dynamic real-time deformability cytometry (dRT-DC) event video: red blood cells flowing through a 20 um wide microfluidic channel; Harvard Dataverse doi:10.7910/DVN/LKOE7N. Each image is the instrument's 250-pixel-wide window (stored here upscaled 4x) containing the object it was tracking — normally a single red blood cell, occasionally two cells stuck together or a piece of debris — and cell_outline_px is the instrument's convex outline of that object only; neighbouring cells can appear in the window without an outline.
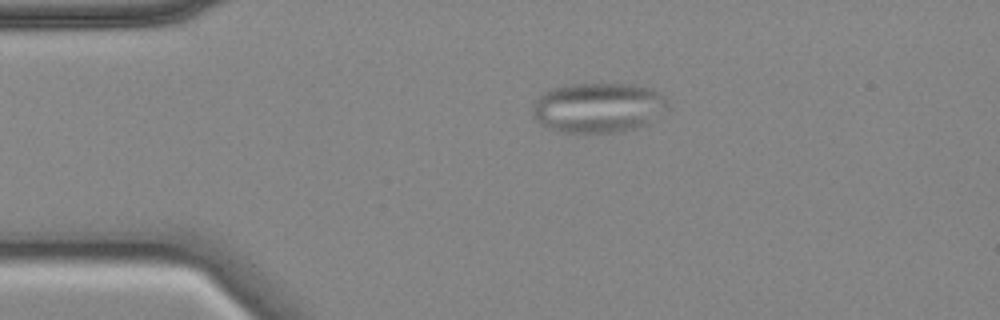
{"species": "common noctule bat (a hibernating species)", "species_latin": "Nyctalus noctula", "temperature_condition": "cold", "stored_images_in_passage": 46, "camera_frame_rate_fps": 3000, "um_per_image_px": 0.085, "animal": {"sex": "female", "body_mass_g": 18.4}, "frame": {"image": 1, "passage_image": 1, "time_ms": 0.0, "image_size_px": [1000, 320], "cell_outline_px": [[664, 108], [648, 124], [632, 128], [612, 132], [556, 132], [540, 124], [532, 116], [532, 108], [536, 100], [544, 92], [552, 88], [564, 84], [636, 84], [652, 88], [660, 92], [664, 96]], "centroid_in_image_um": [50.77, 9.13], "position_along_channel_um": 34.2, "area_um2": 39.13}}
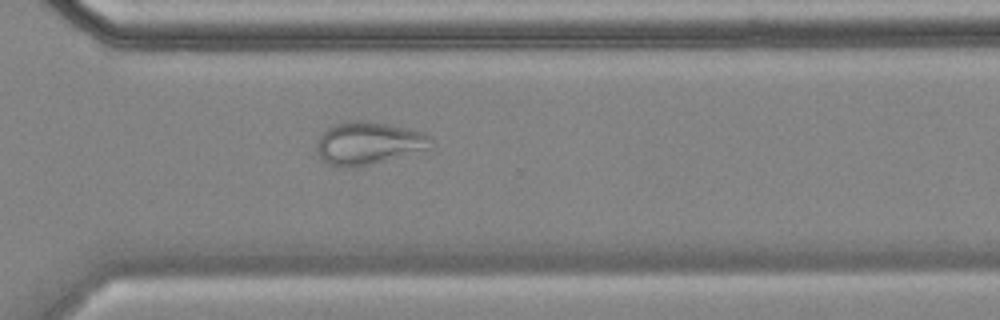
{"frame": {"image": 2, "passage_image": 30, "time_ms": 9.667, "image_size_px": [1000, 320], "cell_outline_px": [[432, 140], [424, 148], [352, 168], [328, 164], [316, 152], [316, 148], [320, 136], [328, 128], [336, 124], [348, 120], [356, 120], [384, 124], [424, 132], [432, 136]], "centroid_in_image_um": [31.22, 12.14], "position_along_channel_um": 339.4, "area_um2": 27.05}}
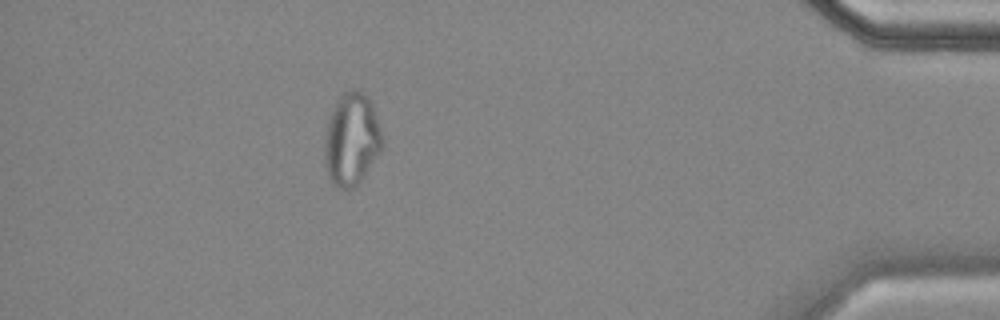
{"frame": {"image": 3, "passage_image": 40, "time_ms": 13.0, "image_size_px": [1000, 320], "cell_outline_px": [[384, 148], [360, 180], [352, 188], [340, 188], [332, 184], [328, 176], [324, 160], [324, 136], [328, 120], [340, 96], [344, 92], [352, 88], [364, 92], [368, 96], [372, 104], [380, 128], [384, 144]], "centroid_in_image_um": [29.89, 11.84], "position_along_channel_um": 405.3, "area_um2": 31.15}, "authors_computed_cell_mechanics": {"area_um2": 29.7092, "velocity_mm_per_s": 3.5116, "shape_relaxation_time_tau1_ms": null, "shape_relaxation_time_tau2_ms": 2.8005, "deformation_change_tau1": null, "deformation_change_tau2": 0.0844}}